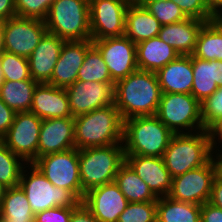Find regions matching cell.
Instances as JSON below:
<instances>
[{
  "mask_svg": "<svg viewBox=\"0 0 222 222\" xmlns=\"http://www.w3.org/2000/svg\"><path fill=\"white\" fill-rule=\"evenodd\" d=\"M30 112L42 120L72 117L66 89L39 83L34 90Z\"/></svg>",
  "mask_w": 222,
  "mask_h": 222,
  "instance_id": "44dd1931",
  "label": "cell"
},
{
  "mask_svg": "<svg viewBox=\"0 0 222 222\" xmlns=\"http://www.w3.org/2000/svg\"><path fill=\"white\" fill-rule=\"evenodd\" d=\"M26 167H29V164L0 140V183L7 188L19 186L22 170Z\"/></svg>",
  "mask_w": 222,
  "mask_h": 222,
  "instance_id": "d6a6232c",
  "label": "cell"
},
{
  "mask_svg": "<svg viewBox=\"0 0 222 222\" xmlns=\"http://www.w3.org/2000/svg\"><path fill=\"white\" fill-rule=\"evenodd\" d=\"M215 151H216L215 153L211 152V159H212L214 166H215L216 177L218 179L222 180V150H219V148L218 149L216 148ZM214 154H216V155H214Z\"/></svg>",
  "mask_w": 222,
  "mask_h": 222,
  "instance_id": "7dc6e473",
  "label": "cell"
},
{
  "mask_svg": "<svg viewBox=\"0 0 222 222\" xmlns=\"http://www.w3.org/2000/svg\"><path fill=\"white\" fill-rule=\"evenodd\" d=\"M156 222H201V205L159 197Z\"/></svg>",
  "mask_w": 222,
  "mask_h": 222,
  "instance_id": "f546056e",
  "label": "cell"
},
{
  "mask_svg": "<svg viewBox=\"0 0 222 222\" xmlns=\"http://www.w3.org/2000/svg\"><path fill=\"white\" fill-rule=\"evenodd\" d=\"M44 22L65 41L91 40L89 0H54Z\"/></svg>",
  "mask_w": 222,
  "mask_h": 222,
  "instance_id": "8992f818",
  "label": "cell"
},
{
  "mask_svg": "<svg viewBox=\"0 0 222 222\" xmlns=\"http://www.w3.org/2000/svg\"><path fill=\"white\" fill-rule=\"evenodd\" d=\"M216 170L212 159L205 165L172 178L168 196L176 201L202 205L209 201Z\"/></svg>",
  "mask_w": 222,
  "mask_h": 222,
  "instance_id": "7c38bea8",
  "label": "cell"
},
{
  "mask_svg": "<svg viewBox=\"0 0 222 222\" xmlns=\"http://www.w3.org/2000/svg\"><path fill=\"white\" fill-rule=\"evenodd\" d=\"M92 40L65 41L50 81L55 87L66 88L77 80V74L84 62L86 51Z\"/></svg>",
  "mask_w": 222,
  "mask_h": 222,
  "instance_id": "ac0fdd59",
  "label": "cell"
},
{
  "mask_svg": "<svg viewBox=\"0 0 222 222\" xmlns=\"http://www.w3.org/2000/svg\"><path fill=\"white\" fill-rule=\"evenodd\" d=\"M193 84L191 94L202 103L222 87V60H202L192 56Z\"/></svg>",
  "mask_w": 222,
  "mask_h": 222,
  "instance_id": "cb8c5ba5",
  "label": "cell"
},
{
  "mask_svg": "<svg viewBox=\"0 0 222 222\" xmlns=\"http://www.w3.org/2000/svg\"><path fill=\"white\" fill-rule=\"evenodd\" d=\"M189 18H196L209 22L217 17L210 11L205 0H172Z\"/></svg>",
  "mask_w": 222,
  "mask_h": 222,
  "instance_id": "f35d334b",
  "label": "cell"
},
{
  "mask_svg": "<svg viewBox=\"0 0 222 222\" xmlns=\"http://www.w3.org/2000/svg\"><path fill=\"white\" fill-rule=\"evenodd\" d=\"M136 56L139 70L157 72L179 53L157 36L136 44Z\"/></svg>",
  "mask_w": 222,
  "mask_h": 222,
  "instance_id": "484cf974",
  "label": "cell"
},
{
  "mask_svg": "<svg viewBox=\"0 0 222 222\" xmlns=\"http://www.w3.org/2000/svg\"><path fill=\"white\" fill-rule=\"evenodd\" d=\"M125 162L123 144H112L79 150V175L83 199L89 190L115 181Z\"/></svg>",
  "mask_w": 222,
  "mask_h": 222,
  "instance_id": "277c9868",
  "label": "cell"
},
{
  "mask_svg": "<svg viewBox=\"0 0 222 222\" xmlns=\"http://www.w3.org/2000/svg\"><path fill=\"white\" fill-rule=\"evenodd\" d=\"M157 201L129 203L117 222H156Z\"/></svg>",
  "mask_w": 222,
  "mask_h": 222,
  "instance_id": "d590c367",
  "label": "cell"
},
{
  "mask_svg": "<svg viewBox=\"0 0 222 222\" xmlns=\"http://www.w3.org/2000/svg\"><path fill=\"white\" fill-rule=\"evenodd\" d=\"M65 40L47 32L27 58L31 78L37 83H48Z\"/></svg>",
  "mask_w": 222,
  "mask_h": 222,
  "instance_id": "ffe728a7",
  "label": "cell"
},
{
  "mask_svg": "<svg viewBox=\"0 0 222 222\" xmlns=\"http://www.w3.org/2000/svg\"><path fill=\"white\" fill-rule=\"evenodd\" d=\"M78 81H97L115 83L99 50L92 45L87 51L84 62L77 74Z\"/></svg>",
  "mask_w": 222,
  "mask_h": 222,
  "instance_id": "1f68e13d",
  "label": "cell"
},
{
  "mask_svg": "<svg viewBox=\"0 0 222 222\" xmlns=\"http://www.w3.org/2000/svg\"><path fill=\"white\" fill-rule=\"evenodd\" d=\"M65 89L72 117L114 104L115 83L76 80Z\"/></svg>",
  "mask_w": 222,
  "mask_h": 222,
  "instance_id": "9a60e30c",
  "label": "cell"
},
{
  "mask_svg": "<svg viewBox=\"0 0 222 222\" xmlns=\"http://www.w3.org/2000/svg\"><path fill=\"white\" fill-rule=\"evenodd\" d=\"M208 202L213 206L222 209V180L218 179L217 177H215L213 181Z\"/></svg>",
  "mask_w": 222,
  "mask_h": 222,
  "instance_id": "f6af8a7d",
  "label": "cell"
},
{
  "mask_svg": "<svg viewBox=\"0 0 222 222\" xmlns=\"http://www.w3.org/2000/svg\"><path fill=\"white\" fill-rule=\"evenodd\" d=\"M137 3L145 6L162 26L180 22L188 18L172 0Z\"/></svg>",
  "mask_w": 222,
  "mask_h": 222,
  "instance_id": "e575fe53",
  "label": "cell"
},
{
  "mask_svg": "<svg viewBox=\"0 0 222 222\" xmlns=\"http://www.w3.org/2000/svg\"><path fill=\"white\" fill-rule=\"evenodd\" d=\"M7 189L8 188L6 186H4L3 184L0 183V207H1V203H2V200L5 196Z\"/></svg>",
  "mask_w": 222,
  "mask_h": 222,
  "instance_id": "f907efd6",
  "label": "cell"
},
{
  "mask_svg": "<svg viewBox=\"0 0 222 222\" xmlns=\"http://www.w3.org/2000/svg\"><path fill=\"white\" fill-rule=\"evenodd\" d=\"M135 2H153V1H166V0H134Z\"/></svg>",
  "mask_w": 222,
  "mask_h": 222,
  "instance_id": "816d5d0a",
  "label": "cell"
},
{
  "mask_svg": "<svg viewBox=\"0 0 222 222\" xmlns=\"http://www.w3.org/2000/svg\"><path fill=\"white\" fill-rule=\"evenodd\" d=\"M38 84L33 79L22 81L4 80L0 86V98L15 112L30 111L34 90Z\"/></svg>",
  "mask_w": 222,
  "mask_h": 222,
  "instance_id": "4dcf8cb0",
  "label": "cell"
},
{
  "mask_svg": "<svg viewBox=\"0 0 222 222\" xmlns=\"http://www.w3.org/2000/svg\"><path fill=\"white\" fill-rule=\"evenodd\" d=\"M42 119L30 111L16 112L13 123L1 141L27 164L37 159Z\"/></svg>",
  "mask_w": 222,
  "mask_h": 222,
  "instance_id": "8fae6325",
  "label": "cell"
},
{
  "mask_svg": "<svg viewBox=\"0 0 222 222\" xmlns=\"http://www.w3.org/2000/svg\"><path fill=\"white\" fill-rule=\"evenodd\" d=\"M162 158L172 178L205 165L211 159L207 130L173 134Z\"/></svg>",
  "mask_w": 222,
  "mask_h": 222,
  "instance_id": "5b68a950",
  "label": "cell"
},
{
  "mask_svg": "<svg viewBox=\"0 0 222 222\" xmlns=\"http://www.w3.org/2000/svg\"><path fill=\"white\" fill-rule=\"evenodd\" d=\"M15 16V0H0V19L8 20Z\"/></svg>",
  "mask_w": 222,
  "mask_h": 222,
  "instance_id": "bcb514c9",
  "label": "cell"
},
{
  "mask_svg": "<svg viewBox=\"0 0 222 222\" xmlns=\"http://www.w3.org/2000/svg\"><path fill=\"white\" fill-rule=\"evenodd\" d=\"M220 117H222V87L201 103V118L205 129Z\"/></svg>",
  "mask_w": 222,
  "mask_h": 222,
  "instance_id": "74e56055",
  "label": "cell"
},
{
  "mask_svg": "<svg viewBox=\"0 0 222 222\" xmlns=\"http://www.w3.org/2000/svg\"><path fill=\"white\" fill-rule=\"evenodd\" d=\"M162 25L145 8V6L131 1L126 11L125 36L133 43L157 37Z\"/></svg>",
  "mask_w": 222,
  "mask_h": 222,
  "instance_id": "d4e9b609",
  "label": "cell"
},
{
  "mask_svg": "<svg viewBox=\"0 0 222 222\" xmlns=\"http://www.w3.org/2000/svg\"><path fill=\"white\" fill-rule=\"evenodd\" d=\"M193 57L202 60H222V19L205 22L200 29Z\"/></svg>",
  "mask_w": 222,
  "mask_h": 222,
  "instance_id": "4316f807",
  "label": "cell"
},
{
  "mask_svg": "<svg viewBox=\"0 0 222 222\" xmlns=\"http://www.w3.org/2000/svg\"><path fill=\"white\" fill-rule=\"evenodd\" d=\"M70 222H99L92 212L81 202L71 214Z\"/></svg>",
  "mask_w": 222,
  "mask_h": 222,
  "instance_id": "ee69618b",
  "label": "cell"
},
{
  "mask_svg": "<svg viewBox=\"0 0 222 222\" xmlns=\"http://www.w3.org/2000/svg\"><path fill=\"white\" fill-rule=\"evenodd\" d=\"M47 32L43 20L19 16L5 20L4 51L28 58Z\"/></svg>",
  "mask_w": 222,
  "mask_h": 222,
  "instance_id": "4fadbf2b",
  "label": "cell"
},
{
  "mask_svg": "<svg viewBox=\"0 0 222 222\" xmlns=\"http://www.w3.org/2000/svg\"><path fill=\"white\" fill-rule=\"evenodd\" d=\"M82 202L99 222H117L129 204L115 182L89 190Z\"/></svg>",
  "mask_w": 222,
  "mask_h": 222,
  "instance_id": "2e32d148",
  "label": "cell"
},
{
  "mask_svg": "<svg viewBox=\"0 0 222 222\" xmlns=\"http://www.w3.org/2000/svg\"><path fill=\"white\" fill-rule=\"evenodd\" d=\"M156 116L174 134L205 130L201 103L192 94L162 93Z\"/></svg>",
  "mask_w": 222,
  "mask_h": 222,
  "instance_id": "ba28073f",
  "label": "cell"
},
{
  "mask_svg": "<svg viewBox=\"0 0 222 222\" xmlns=\"http://www.w3.org/2000/svg\"><path fill=\"white\" fill-rule=\"evenodd\" d=\"M114 182L129 203L153 202L158 199L126 162L119 167Z\"/></svg>",
  "mask_w": 222,
  "mask_h": 222,
  "instance_id": "83f0119b",
  "label": "cell"
},
{
  "mask_svg": "<svg viewBox=\"0 0 222 222\" xmlns=\"http://www.w3.org/2000/svg\"><path fill=\"white\" fill-rule=\"evenodd\" d=\"M29 166L31 172L22 170L19 186L34 214L54 207H77L81 203L71 191L54 186L33 163Z\"/></svg>",
  "mask_w": 222,
  "mask_h": 222,
  "instance_id": "52a82bcc",
  "label": "cell"
},
{
  "mask_svg": "<svg viewBox=\"0 0 222 222\" xmlns=\"http://www.w3.org/2000/svg\"><path fill=\"white\" fill-rule=\"evenodd\" d=\"M123 121L115 104L74 117L75 148L122 144Z\"/></svg>",
  "mask_w": 222,
  "mask_h": 222,
  "instance_id": "7a4b0ae2",
  "label": "cell"
},
{
  "mask_svg": "<svg viewBox=\"0 0 222 222\" xmlns=\"http://www.w3.org/2000/svg\"><path fill=\"white\" fill-rule=\"evenodd\" d=\"M75 148L74 117L50 118L42 121L37 158Z\"/></svg>",
  "mask_w": 222,
  "mask_h": 222,
  "instance_id": "e0dca14e",
  "label": "cell"
},
{
  "mask_svg": "<svg viewBox=\"0 0 222 222\" xmlns=\"http://www.w3.org/2000/svg\"><path fill=\"white\" fill-rule=\"evenodd\" d=\"M173 134L156 115L126 119L123 121L124 154L163 157Z\"/></svg>",
  "mask_w": 222,
  "mask_h": 222,
  "instance_id": "3957f363",
  "label": "cell"
},
{
  "mask_svg": "<svg viewBox=\"0 0 222 222\" xmlns=\"http://www.w3.org/2000/svg\"><path fill=\"white\" fill-rule=\"evenodd\" d=\"M33 164L54 186L71 191L83 201L77 148L41 156Z\"/></svg>",
  "mask_w": 222,
  "mask_h": 222,
  "instance_id": "9c48e42d",
  "label": "cell"
},
{
  "mask_svg": "<svg viewBox=\"0 0 222 222\" xmlns=\"http://www.w3.org/2000/svg\"><path fill=\"white\" fill-rule=\"evenodd\" d=\"M156 72L137 69L115 82L114 104L123 120L156 115L161 99Z\"/></svg>",
  "mask_w": 222,
  "mask_h": 222,
  "instance_id": "6da1fadb",
  "label": "cell"
},
{
  "mask_svg": "<svg viewBox=\"0 0 222 222\" xmlns=\"http://www.w3.org/2000/svg\"><path fill=\"white\" fill-rule=\"evenodd\" d=\"M125 162L157 198L168 196L172 187V177L162 157L125 155Z\"/></svg>",
  "mask_w": 222,
  "mask_h": 222,
  "instance_id": "d6986e66",
  "label": "cell"
},
{
  "mask_svg": "<svg viewBox=\"0 0 222 222\" xmlns=\"http://www.w3.org/2000/svg\"><path fill=\"white\" fill-rule=\"evenodd\" d=\"M34 216L21 187L8 188L0 207V222H35Z\"/></svg>",
  "mask_w": 222,
  "mask_h": 222,
  "instance_id": "f1b7e54d",
  "label": "cell"
},
{
  "mask_svg": "<svg viewBox=\"0 0 222 222\" xmlns=\"http://www.w3.org/2000/svg\"><path fill=\"white\" fill-rule=\"evenodd\" d=\"M162 93L191 94L193 84L192 55H179L156 72Z\"/></svg>",
  "mask_w": 222,
  "mask_h": 222,
  "instance_id": "7402d4cb",
  "label": "cell"
},
{
  "mask_svg": "<svg viewBox=\"0 0 222 222\" xmlns=\"http://www.w3.org/2000/svg\"><path fill=\"white\" fill-rule=\"evenodd\" d=\"M132 0H89L91 40L125 36L126 11Z\"/></svg>",
  "mask_w": 222,
  "mask_h": 222,
  "instance_id": "30bf717a",
  "label": "cell"
},
{
  "mask_svg": "<svg viewBox=\"0 0 222 222\" xmlns=\"http://www.w3.org/2000/svg\"><path fill=\"white\" fill-rule=\"evenodd\" d=\"M210 11L216 16H222V0H205Z\"/></svg>",
  "mask_w": 222,
  "mask_h": 222,
  "instance_id": "c3c4849f",
  "label": "cell"
},
{
  "mask_svg": "<svg viewBox=\"0 0 222 222\" xmlns=\"http://www.w3.org/2000/svg\"><path fill=\"white\" fill-rule=\"evenodd\" d=\"M76 207H54L35 214V222H70Z\"/></svg>",
  "mask_w": 222,
  "mask_h": 222,
  "instance_id": "ab89813d",
  "label": "cell"
},
{
  "mask_svg": "<svg viewBox=\"0 0 222 222\" xmlns=\"http://www.w3.org/2000/svg\"><path fill=\"white\" fill-rule=\"evenodd\" d=\"M16 112L9 108L0 98V140L6 135L11 127Z\"/></svg>",
  "mask_w": 222,
  "mask_h": 222,
  "instance_id": "60d3db41",
  "label": "cell"
},
{
  "mask_svg": "<svg viewBox=\"0 0 222 222\" xmlns=\"http://www.w3.org/2000/svg\"><path fill=\"white\" fill-rule=\"evenodd\" d=\"M0 66L4 80L22 81L32 79L26 57L3 51L0 54Z\"/></svg>",
  "mask_w": 222,
  "mask_h": 222,
  "instance_id": "836d02e7",
  "label": "cell"
},
{
  "mask_svg": "<svg viewBox=\"0 0 222 222\" xmlns=\"http://www.w3.org/2000/svg\"><path fill=\"white\" fill-rule=\"evenodd\" d=\"M206 130L211 152H215V148H218L217 144L222 143V117L217 118Z\"/></svg>",
  "mask_w": 222,
  "mask_h": 222,
  "instance_id": "b9f144b4",
  "label": "cell"
},
{
  "mask_svg": "<svg viewBox=\"0 0 222 222\" xmlns=\"http://www.w3.org/2000/svg\"><path fill=\"white\" fill-rule=\"evenodd\" d=\"M3 82H4V77H3L2 69H1V66H0V86Z\"/></svg>",
  "mask_w": 222,
  "mask_h": 222,
  "instance_id": "f5cc1de1",
  "label": "cell"
},
{
  "mask_svg": "<svg viewBox=\"0 0 222 222\" xmlns=\"http://www.w3.org/2000/svg\"><path fill=\"white\" fill-rule=\"evenodd\" d=\"M201 222H222V209L206 202L201 205Z\"/></svg>",
  "mask_w": 222,
  "mask_h": 222,
  "instance_id": "7bdbcfd3",
  "label": "cell"
},
{
  "mask_svg": "<svg viewBox=\"0 0 222 222\" xmlns=\"http://www.w3.org/2000/svg\"><path fill=\"white\" fill-rule=\"evenodd\" d=\"M101 53L114 82L138 69L136 44L126 36L92 40Z\"/></svg>",
  "mask_w": 222,
  "mask_h": 222,
  "instance_id": "5bb4252c",
  "label": "cell"
},
{
  "mask_svg": "<svg viewBox=\"0 0 222 222\" xmlns=\"http://www.w3.org/2000/svg\"><path fill=\"white\" fill-rule=\"evenodd\" d=\"M5 20L0 19V54L4 51L3 28Z\"/></svg>",
  "mask_w": 222,
  "mask_h": 222,
  "instance_id": "681fc988",
  "label": "cell"
},
{
  "mask_svg": "<svg viewBox=\"0 0 222 222\" xmlns=\"http://www.w3.org/2000/svg\"><path fill=\"white\" fill-rule=\"evenodd\" d=\"M54 0H15L16 16L45 20Z\"/></svg>",
  "mask_w": 222,
  "mask_h": 222,
  "instance_id": "8d00e7d4",
  "label": "cell"
},
{
  "mask_svg": "<svg viewBox=\"0 0 222 222\" xmlns=\"http://www.w3.org/2000/svg\"><path fill=\"white\" fill-rule=\"evenodd\" d=\"M204 23L202 20L188 17L180 22L163 25L158 37L173 47L179 55H192L198 33Z\"/></svg>",
  "mask_w": 222,
  "mask_h": 222,
  "instance_id": "603a6c76",
  "label": "cell"
}]
</instances>
